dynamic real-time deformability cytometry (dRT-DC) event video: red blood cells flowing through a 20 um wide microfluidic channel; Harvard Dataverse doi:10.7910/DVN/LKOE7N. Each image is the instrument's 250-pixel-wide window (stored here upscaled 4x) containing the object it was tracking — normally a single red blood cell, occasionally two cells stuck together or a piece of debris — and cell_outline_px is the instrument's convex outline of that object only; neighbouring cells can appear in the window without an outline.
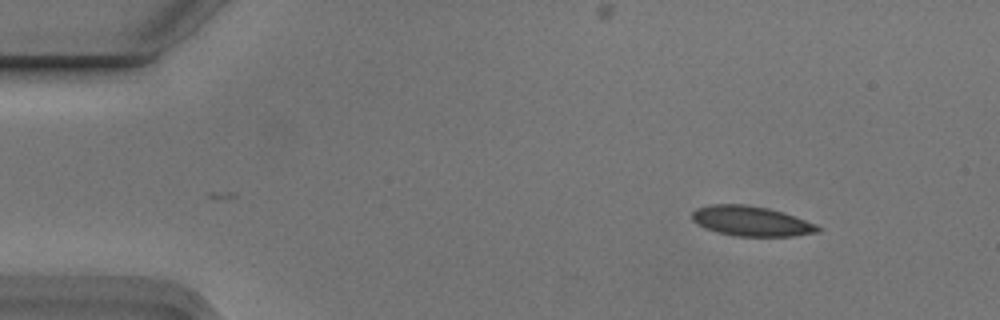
{"species": "Egyptian fruit bat (a non-hibernating species)", "species_latin": "Rousettus aegyptiacus", "temperature_condition": "cold", "stored_images_in_passage": 4, "camera_frame_rate_fps": 3000, "um_per_image_px": 0.085, "animal": {"sex": "male"}, "frame": {"image": 1, "passage_image": 4, "time_ms": 1.0, "image_size_px": [1000, 320], "cell_outline_px": [[820, 232], [796, 236], [732, 236], [716, 232], [704, 228], [692, 220], [692, 212], [696, 208], [712, 204], [744, 204], [768, 208], [784, 212], [816, 224], [820, 228]], "centroid_in_image_um": [63.85, 18.8], "position_along_channel_um": 21.2, "area_um2": 22.14}}